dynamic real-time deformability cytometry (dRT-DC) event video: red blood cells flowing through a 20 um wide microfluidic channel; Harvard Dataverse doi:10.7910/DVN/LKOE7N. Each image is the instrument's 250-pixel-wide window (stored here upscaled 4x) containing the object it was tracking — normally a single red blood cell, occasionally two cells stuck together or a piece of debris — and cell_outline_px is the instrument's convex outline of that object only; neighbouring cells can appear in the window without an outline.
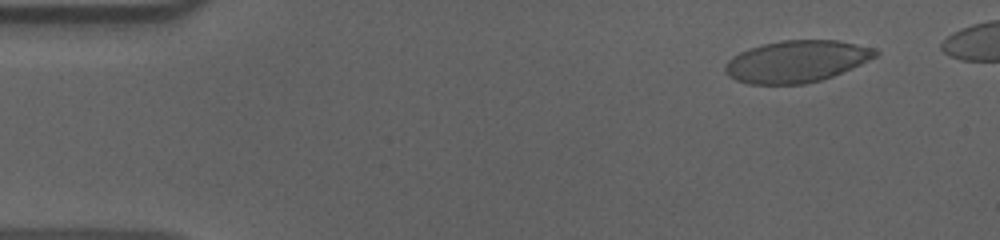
{"species": "human", "species_latin": "Homo sapiens", "temperature_condition": "cold", "stored_images_in_passage": 52, "camera_frame_rate_fps": 3000, "um_per_image_px": 0.085, "donor": {"sex": "male"}, "frame": {"image": 1, "passage_image": 5, "time_ms": 1.333, "image_size_px": [1000, 240], "cell_outline_px": [[880, 52], [876, 56], [852, 68], [832, 76], [820, 80], [804, 84], [748, 84], [736, 80], [728, 76], [724, 72], [724, 64], [732, 56], [748, 48], [764, 44], [784, 40], [836, 40], [856, 44], [872, 48]], "centroid_in_image_um": [67.65, 5.22], "position_along_channel_um": 17.3, "area_um2": 36.53}}
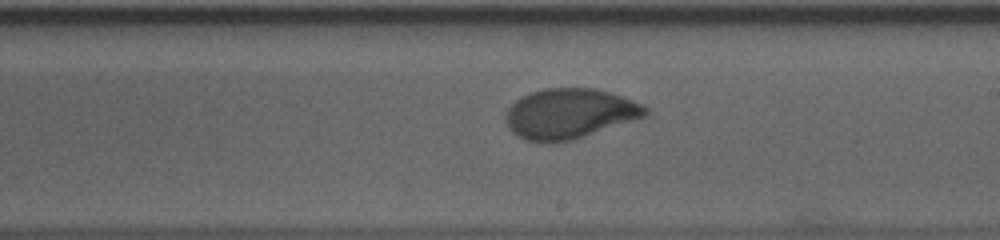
{"frame": {"image": 2, "passage_image": 32, "time_ms": 10.333, "image_size_px": [1000, 240], "cell_outline_px": [[648, 112], [644, 116], [572, 140], [524, 140], [516, 136], [512, 132], [504, 120], [508, 108], [516, 100], [532, 92], [544, 88], [596, 88], [632, 100], [648, 108]], "centroid_in_image_um": [48.37, 9.63], "position_along_channel_um": 240.6, "area_um2": 39.82}}
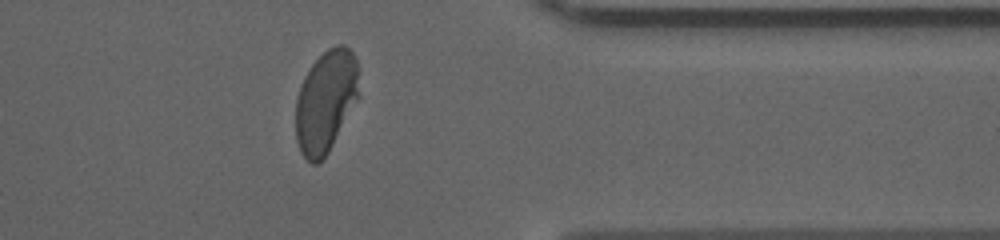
{"frame": {"image": 3, "passage_image": 45, "time_ms": 14.667, "image_size_px": [1000, 240], "cell_outline_px": [[360, 96], [328, 152], [316, 164], [312, 164], [300, 152], [296, 140], [296, 100], [304, 76], [312, 64], [328, 48], [336, 44], [344, 44], [356, 56]], "centroid_in_image_um": [27.71, 8.59], "position_along_channel_um": 383.7, "area_um2": 37.69}, "authors_computed_cell_mechanics": {"area_um2": 39.6219, "velocity_mm_per_s": 3.6046, "shape_relaxation_time_tau1_ms": 6.3947, "shape_relaxation_time_tau2_ms": 0.9458, "deformation_change_tau1": 0.2221, "deformation_change_tau2": 0.0485}}